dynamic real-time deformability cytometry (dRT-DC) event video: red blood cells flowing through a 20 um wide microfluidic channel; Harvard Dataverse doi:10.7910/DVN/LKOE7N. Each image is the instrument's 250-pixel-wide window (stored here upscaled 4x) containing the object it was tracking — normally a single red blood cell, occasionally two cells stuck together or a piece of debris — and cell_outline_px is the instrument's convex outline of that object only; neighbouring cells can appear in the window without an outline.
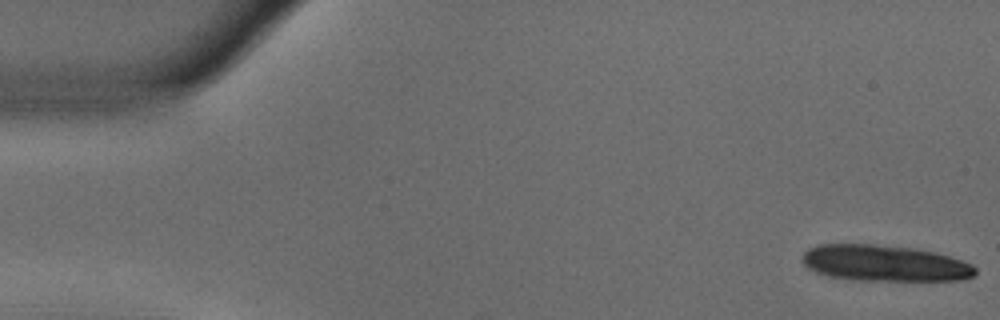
{"species": "common noctule bat (a hibernating species)", "species_latin": "Nyctalus noctula", "temperature_condition": "warm", "stored_images_in_passage": 14, "camera_frame_rate_fps": 3000, "um_per_image_px": 0.085, "animal": {"sex": "male", "body_mass_g": 18.8}, "frame": {"image": 1, "passage_image": 1, "time_ms": 0.0, "image_size_px": [1000, 320], "cell_outline_px": [[976, 272], [972, 276], [960, 280], [852, 280], [828, 276], [816, 272], [808, 268], [800, 260], [804, 252], [808, 248], [816, 244], [872, 244], [916, 248], [936, 252], [972, 264], [976, 268]], "centroid_in_image_um": [75.14, 22.36], "position_along_channel_um": 9.9, "area_um2": 36.65}}